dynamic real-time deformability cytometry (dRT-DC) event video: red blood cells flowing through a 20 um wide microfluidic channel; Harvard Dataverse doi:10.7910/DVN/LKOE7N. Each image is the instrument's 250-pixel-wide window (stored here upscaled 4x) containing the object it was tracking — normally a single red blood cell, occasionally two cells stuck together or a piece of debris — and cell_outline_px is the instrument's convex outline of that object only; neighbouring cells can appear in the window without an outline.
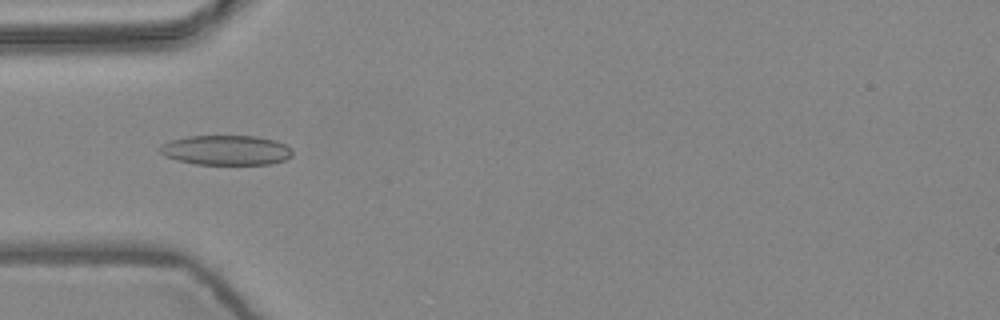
{"species": "common noctule bat (a hibernating species)", "species_latin": "Nyctalus noctula", "temperature_condition": "warm", "stored_images_in_passage": 7, "camera_frame_rate_fps": 3000, "um_per_image_px": 0.085, "animal": {"sex": "female", "body_mass_g": 24.6, "forearm_length_mm": 56.2}, "frame": {"image": 1, "passage_image": 5, "time_ms": 1.333, "image_size_px": [1000, 320], "cell_outline_px": [[292, 156], [284, 160], [272, 164], [196, 164], [164, 156], [160, 152], [160, 144], [172, 140], [188, 136], [256, 136], [276, 140], [292, 148]], "centroid_in_image_um": [19.25, 12.76], "position_along_channel_um": 65.8, "area_um2": 23.0}}
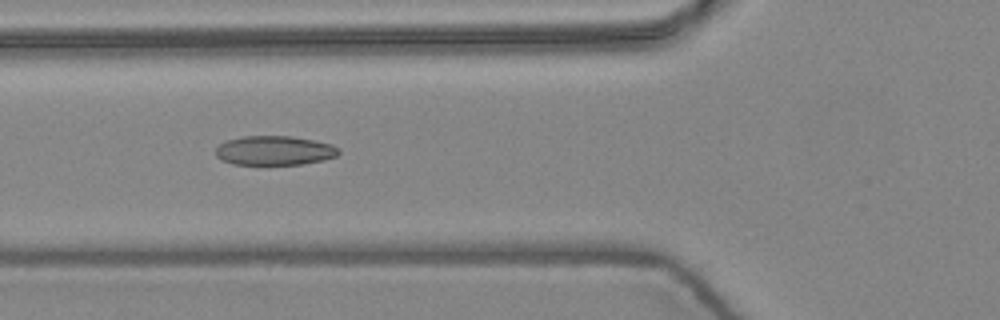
{"frame": {"image": 2, "passage_image": 6, "time_ms": 1.667, "image_size_px": [1000, 320], "cell_outline_px": [[340, 152], [336, 156], [324, 160], [304, 164], [232, 164], [220, 160], [216, 156], [216, 148], [220, 144], [228, 140], [244, 136], [292, 136], [332, 144], [340, 148]], "centroid_in_image_um": [23.35, 12.8], "position_along_channel_um": 102.5, "area_um2": 21.04}}
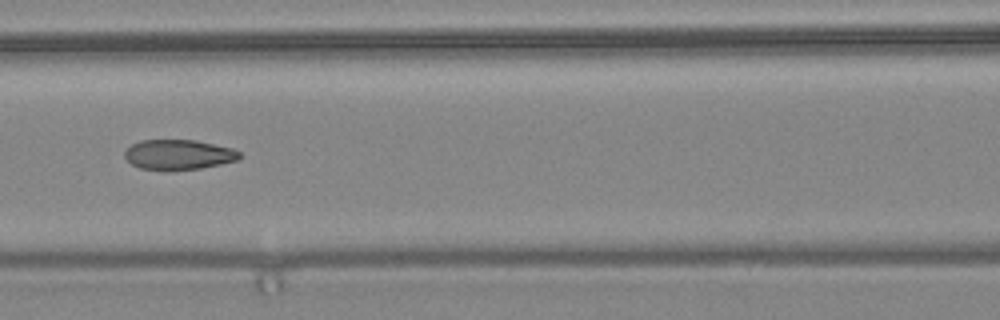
{"frame": {"image": 3, "passage_image": 7, "time_ms": 2.0, "image_size_px": [1000, 320], "cell_outline_px": [[240, 160], [200, 168], [168, 172], [140, 168], [132, 164], [124, 156], [124, 152], [132, 144], [140, 140], [196, 140], [232, 148], [240, 152]], "centroid_in_image_um": [15.17, 13.16], "position_along_channel_um": 151.4, "area_um2": 20.4}}